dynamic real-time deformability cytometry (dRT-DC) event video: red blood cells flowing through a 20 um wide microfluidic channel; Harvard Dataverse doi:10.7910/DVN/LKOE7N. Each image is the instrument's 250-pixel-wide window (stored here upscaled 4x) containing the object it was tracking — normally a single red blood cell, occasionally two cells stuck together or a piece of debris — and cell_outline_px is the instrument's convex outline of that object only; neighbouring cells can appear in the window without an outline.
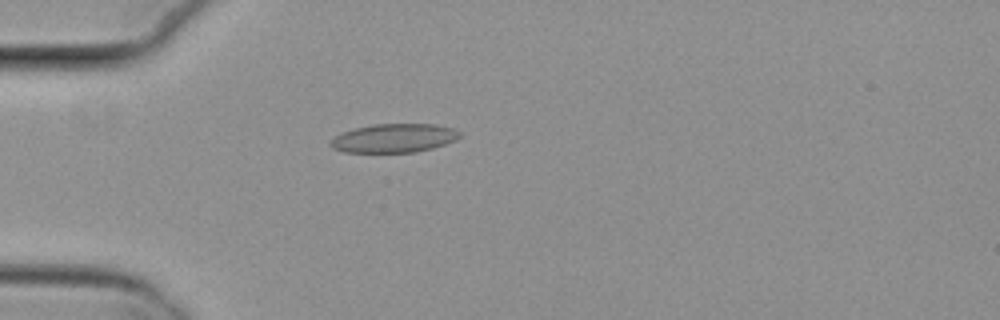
{"species": "common noctule bat (a hibernating species)", "species_latin": "Nyctalus noctula", "temperature_condition": "cold", "stored_images_in_passage": 54, "camera_frame_rate_fps": 3000, "um_per_image_px": 0.085, "animal": {"sex": "female", "body_mass_g": 29.2, "forearm_length_mm": 56.3}, "frame": {"image": 1, "passage_image": 16, "time_ms": 5.0, "image_size_px": [1000, 320], "cell_outline_px": [[460, 136], [456, 140], [432, 148], [416, 152], [344, 152], [332, 148], [328, 144], [328, 140], [344, 132], [356, 128], [372, 124], [436, 124], [452, 128], [460, 132]], "centroid_in_image_um": [33.47, 11.74], "position_along_channel_um": 51.5, "area_um2": 21.62}}
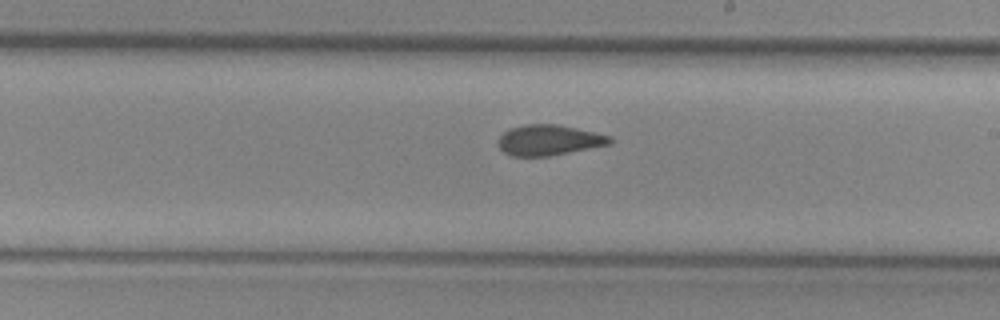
{"frame": {"image": 2, "passage_image": 32, "time_ms": 10.333, "image_size_px": [1000, 320], "cell_outline_px": [[612, 144], [548, 156], [512, 156], [504, 152], [500, 148], [496, 140], [508, 128], [524, 124], [556, 124], [576, 128], [612, 136]], "centroid_in_image_um": [46.64, 11.9], "position_along_channel_um": 242.4, "area_um2": 19.94}}
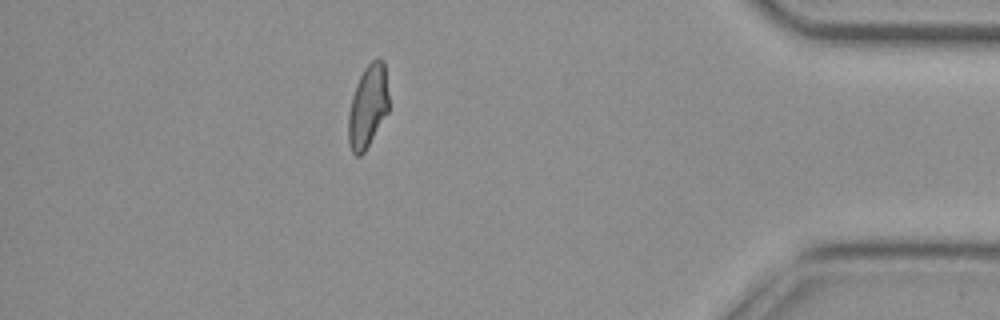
{"frame": {"image": 3, "passage_image": 48, "time_ms": 15.667, "image_size_px": [1000, 320], "cell_outline_px": [[388, 112], [364, 152], [360, 156], [356, 156], [352, 152], [348, 144], [348, 112], [352, 96], [356, 84], [364, 68], [376, 56], [384, 60], [388, 92]], "centroid_in_image_um": [31.26, 9.02], "position_along_channel_um": 403.9, "area_um2": 19.65}, "authors_computed_cell_mechanics": {"area_um2": 20.6346, "velocity_mm_per_s": 3.8285, "shape_relaxation_time_tau1_ms": null, "shape_relaxation_time_tau2_ms": 2.3249, "deformation_change_tau1": null, "deformation_change_tau2": 0.0714}}